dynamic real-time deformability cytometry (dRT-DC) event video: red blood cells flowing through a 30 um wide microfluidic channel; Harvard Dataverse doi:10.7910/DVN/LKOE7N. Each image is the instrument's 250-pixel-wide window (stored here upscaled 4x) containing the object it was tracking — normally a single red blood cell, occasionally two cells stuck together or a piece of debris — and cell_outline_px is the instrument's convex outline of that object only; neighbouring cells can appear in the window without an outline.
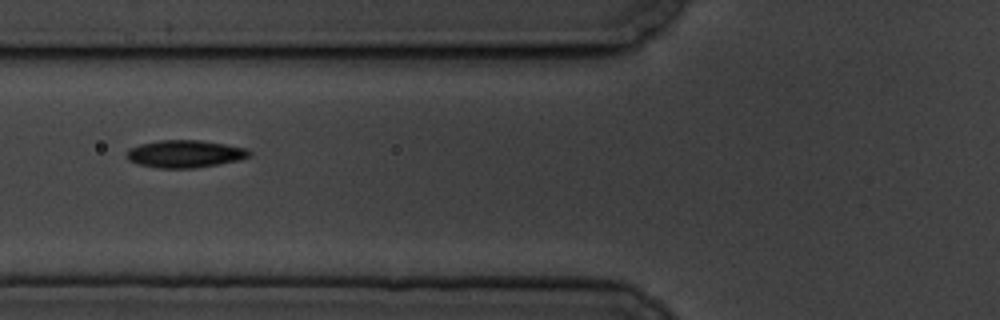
{"species": "common noctule bat (a hibernating species)", "species_latin": "Nyctalus noctula", "temperature_condition": "cold", "stored_images_in_passage": 8, "camera_frame_rate_fps": 3000, "um_per_image_px": 0.085, "animal": {"sex": "male", "body_mass_g": 19.5, "forearm_length_mm": 54.6}, "frame": {"image": 1, "passage_image": 5, "time_ms": 4.667, "image_size_px": [1000, 320], "cell_outline_px": [[252, 156], [236, 160], [216, 164], [192, 168], [156, 168], [140, 164], [128, 160], [124, 156], [128, 148], [140, 144], [160, 140], [200, 140], [248, 148], [252, 152]], "centroid_in_image_um": [15.69, 13.07], "position_along_channel_um": 110.1, "area_um2": 19.65}}
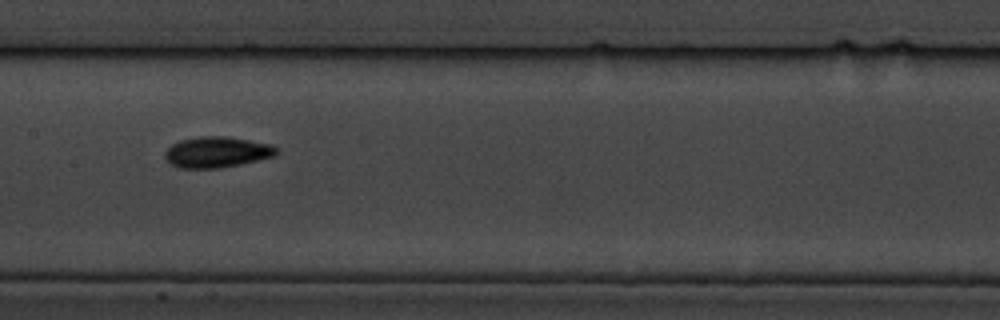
{"frame": {"image": 2, "passage_image": 7, "time_ms": 7.0, "image_size_px": [1000, 320], "cell_outline_px": [[280, 152], [276, 156], [240, 164], [220, 168], [176, 168], [164, 156], [164, 152], [172, 144], [180, 140], [200, 136], [224, 136], [272, 144]], "centroid_in_image_um": [18.45, 12.93], "position_along_channel_um": 189.0, "area_um2": 20.11}}
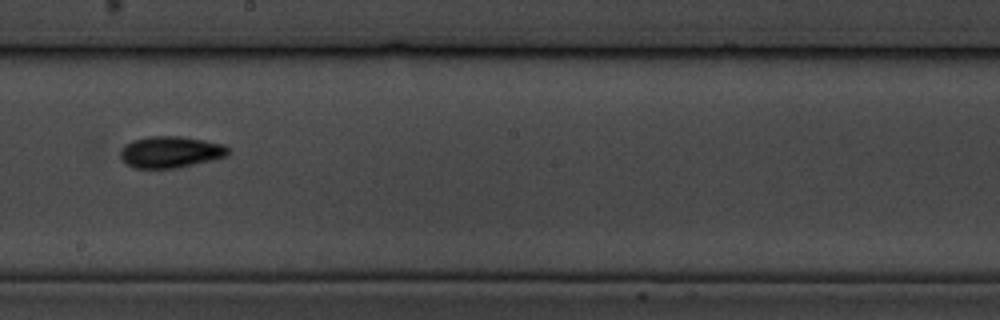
{"frame": {"image": 3, "passage_image": 8, "time_ms": 8.333, "image_size_px": [1000, 320], "cell_outline_px": [[228, 156], [212, 160], [176, 168], [136, 168], [124, 164], [120, 156], [120, 148], [124, 144], [132, 140], [148, 136], [180, 136], [204, 140], [224, 144], [228, 148]], "centroid_in_image_um": [14.45, 12.91], "position_along_channel_um": 233.7, "area_um2": 20.0}}